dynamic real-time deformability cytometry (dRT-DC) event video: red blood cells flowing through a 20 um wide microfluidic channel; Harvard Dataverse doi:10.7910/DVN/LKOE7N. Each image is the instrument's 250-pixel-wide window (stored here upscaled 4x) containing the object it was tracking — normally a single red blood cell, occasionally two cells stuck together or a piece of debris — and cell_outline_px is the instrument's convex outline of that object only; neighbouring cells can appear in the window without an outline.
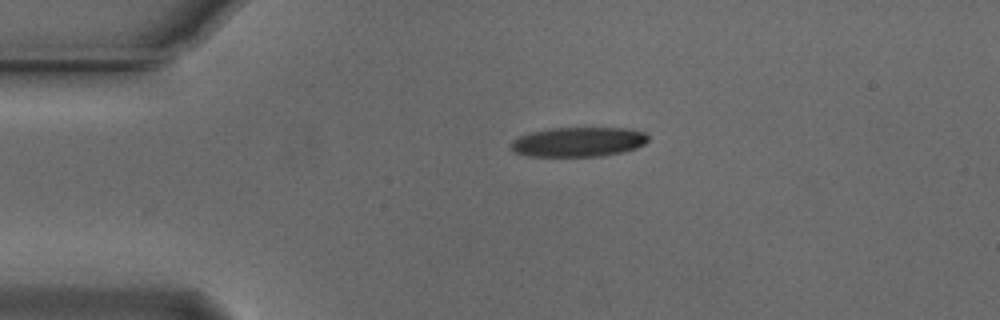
{"species": "Egyptian fruit bat (a non-hibernating species)", "species_latin": "Rousettus aegyptiacus", "temperature_condition": "cold", "stored_images_in_passage": 39, "camera_frame_rate_fps": 3000, "um_per_image_px": 0.085, "animal": {"sex": "male"}, "frame": {"image": 1, "passage_image": 1, "time_ms": 0.0, "image_size_px": [1000, 320], "cell_outline_px": [[648, 140], [644, 144], [636, 148], [624, 152], [604, 156], [528, 156], [516, 152], [512, 148], [512, 144], [520, 136], [532, 132], [552, 128], [628, 128], [644, 132], [648, 136]], "centroid_in_image_um": [49.24, 12.06], "position_along_channel_um": 35.8, "area_um2": 23.47}}
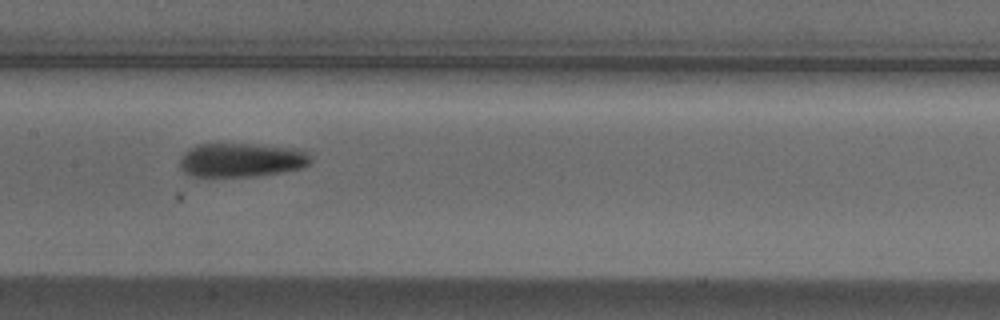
{"frame": {"image": 2, "passage_image": 16, "time_ms": 5.0, "image_size_px": [1000, 320], "cell_outline_px": [[312, 164], [304, 168], [284, 172], [256, 176], [192, 176], [184, 172], [180, 168], [180, 156], [188, 148], [196, 144], [252, 144], [296, 148], [308, 152], [312, 160]], "centroid_in_image_um": [20.55, 13.6], "position_along_channel_um": 186.8, "area_um2": 26.3}}
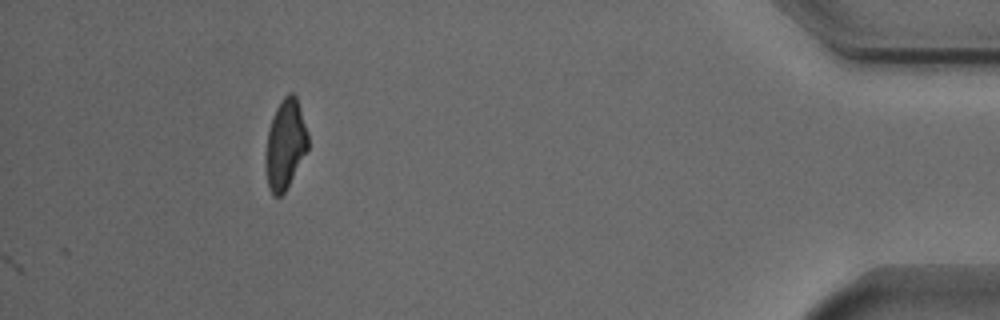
{"frame": {"image": 3, "passage_image": 39, "time_ms": 12.667, "image_size_px": [1000, 320], "cell_outline_px": [[308, 148], [284, 192], [280, 196], [272, 196], [268, 188], [264, 168], [264, 156], [268, 128], [272, 116], [280, 100], [288, 92], [292, 92], [296, 96], [308, 132]], "centroid_in_image_um": [24.2, 12.26], "position_along_channel_um": 411.0, "area_um2": 22.43}, "authors_computed_cell_mechanics": {"area_um2": 25.2008, "velocity_mm_per_s": 3.7403, "shape_relaxation_time_tau1_ms": 5.1163, "shape_relaxation_time_tau2_ms": null, "deformation_change_tau1": 0.1447, "deformation_change_tau2": null}}